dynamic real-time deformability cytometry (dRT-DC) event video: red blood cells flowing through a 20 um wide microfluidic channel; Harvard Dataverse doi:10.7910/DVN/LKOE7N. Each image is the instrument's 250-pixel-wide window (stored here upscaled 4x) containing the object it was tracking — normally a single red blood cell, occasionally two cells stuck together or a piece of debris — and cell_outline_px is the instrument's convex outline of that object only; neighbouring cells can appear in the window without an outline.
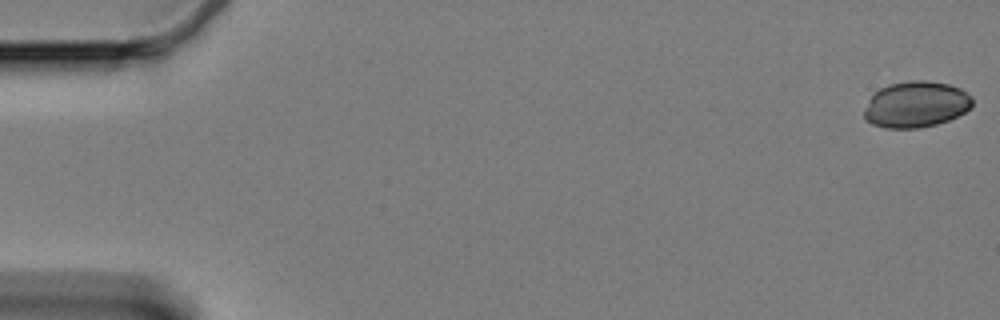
{"species": "Egyptian fruit bat (a non-hibernating species)", "species_latin": "Rousettus aegyptiacus", "temperature_condition": "cold", "stored_images_in_passage": 35, "camera_frame_rate_fps": 3000, "um_per_image_px": 0.085, "animal": {"sex": "female"}, "frame": {"image": 1, "passage_image": 1, "time_ms": 0.0, "image_size_px": [1000, 320], "cell_outline_px": [[972, 108], [948, 120], [936, 124], [920, 128], [884, 128], [872, 124], [864, 116], [864, 112], [868, 100], [880, 88], [888, 84], [908, 80], [924, 80], [948, 84], [960, 88], [972, 96]], "centroid_in_image_um": [77.87, 8.87], "position_along_channel_um": 7.1, "area_um2": 29.13}}
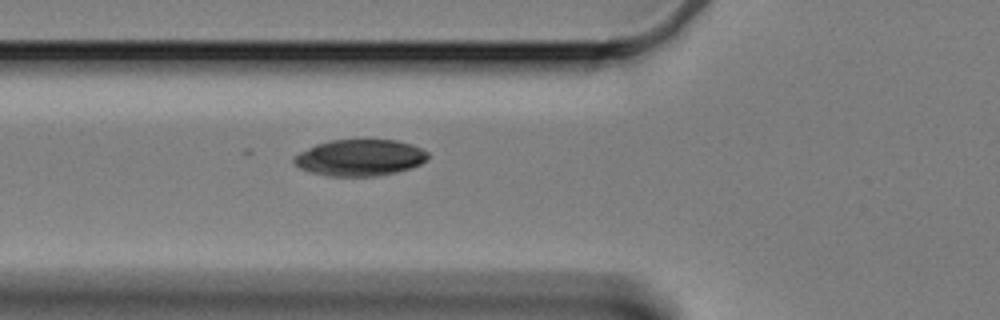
{"frame": {"image": 2, "passage_image": 22, "time_ms": 7.0, "image_size_px": [1000, 320], "cell_outline_px": [[428, 156], [420, 164], [412, 168], [396, 172], [376, 176], [328, 176], [312, 172], [300, 168], [292, 160], [292, 156], [316, 144], [328, 140], [396, 140], [412, 144], [428, 152]], "centroid_in_image_um": [30.58, 13.4], "position_along_channel_um": 95.2, "area_um2": 28.38}}
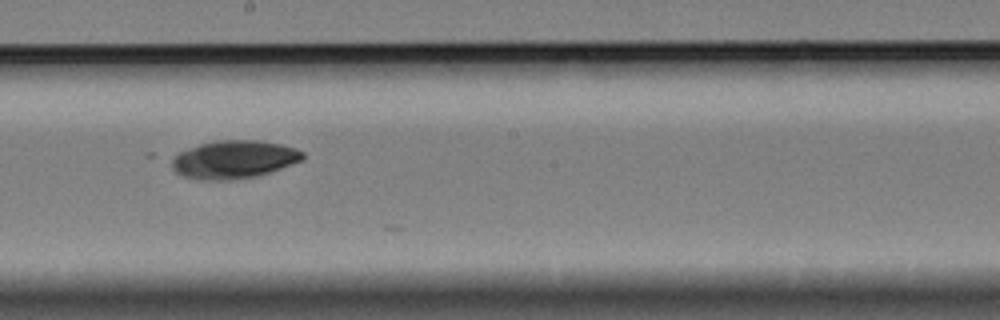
{"frame": {"image": 3, "passage_image": 34, "time_ms": 11.0, "image_size_px": [1000, 320], "cell_outline_px": [[304, 160], [256, 176], [232, 180], [196, 180], [180, 176], [172, 168], [172, 160], [180, 152], [188, 148], [200, 144], [216, 140], [260, 140], [280, 144], [296, 148], [304, 152]], "centroid_in_image_um": [19.88, 13.56], "position_along_channel_um": 228.3, "area_um2": 29.13}}